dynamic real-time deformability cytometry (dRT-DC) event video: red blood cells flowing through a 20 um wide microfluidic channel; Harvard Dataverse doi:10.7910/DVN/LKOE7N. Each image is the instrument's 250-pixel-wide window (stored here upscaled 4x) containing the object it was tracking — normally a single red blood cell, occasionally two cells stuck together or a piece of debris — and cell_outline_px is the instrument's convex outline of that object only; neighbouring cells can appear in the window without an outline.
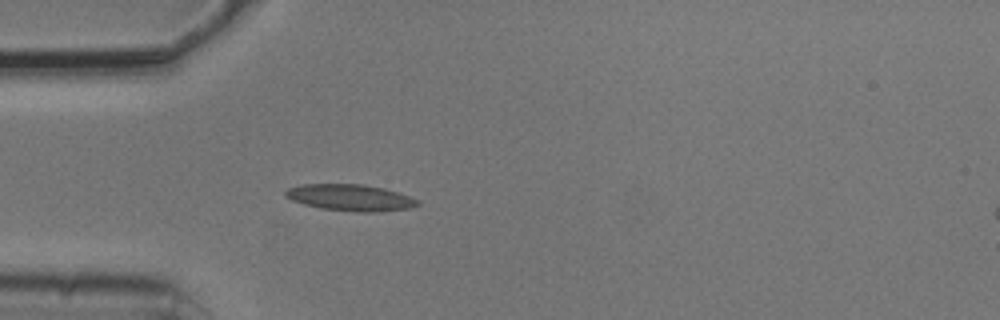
{"species": "common noctule bat (a hibernating species)", "species_latin": "Nyctalus noctula", "temperature_condition": "cold", "stored_images_in_passage": 3, "camera_frame_rate_fps": 3000, "um_per_image_px": 0.085, "animal": {"sex": "male", "body_mass_g": 20.5, "forearm_length_mm": 52.5}, "frame": {"image": 1, "passage_image": 3, "time_ms": 0.667, "image_size_px": [1000, 320], "cell_outline_px": [[420, 204], [412, 208], [376, 212], [356, 212], [320, 208], [304, 204], [292, 200], [284, 196], [284, 192], [288, 188], [300, 184], [364, 184], [384, 188], [420, 200]], "centroid_in_image_um": [29.78, 16.8], "position_along_channel_um": 55.2, "area_um2": 20.52}}